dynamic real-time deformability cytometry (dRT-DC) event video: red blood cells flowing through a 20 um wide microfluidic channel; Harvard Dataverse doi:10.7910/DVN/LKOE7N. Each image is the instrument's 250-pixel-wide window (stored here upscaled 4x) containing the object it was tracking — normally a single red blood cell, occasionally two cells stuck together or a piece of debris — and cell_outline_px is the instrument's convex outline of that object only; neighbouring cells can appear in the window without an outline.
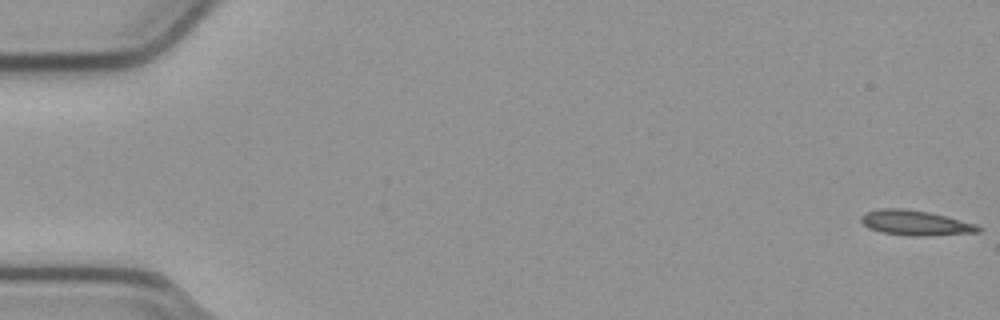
{"species": "common noctule bat (a hibernating species)", "species_latin": "Nyctalus noctula", "temperature_condition": "cold", "stored_images_in_passage": 54, "camera_frame_rate_fps": 3000, "um_per_image_px": 0.085, "animal": {"sex": "male", "body_mass_g": 23.1, "forearm_length_mm": 52.7}, "frame": {"image": 1, "passage_image": 1, "time_ms": 0.0, "image_size_px": [1000, 320], "cell_outline_px": [[984, 228], [980, 232], [924, 236], [912, 236], [884, 232], [868, 228], [860, 220], [860, 216], [868, 212], [880, 208], [904, 208], [928, 212], [976, 224]], "centroid_in_image_um": [77.82, 18.94], "position_along_channel_um": 7.2, "area_um2": 16.94}}
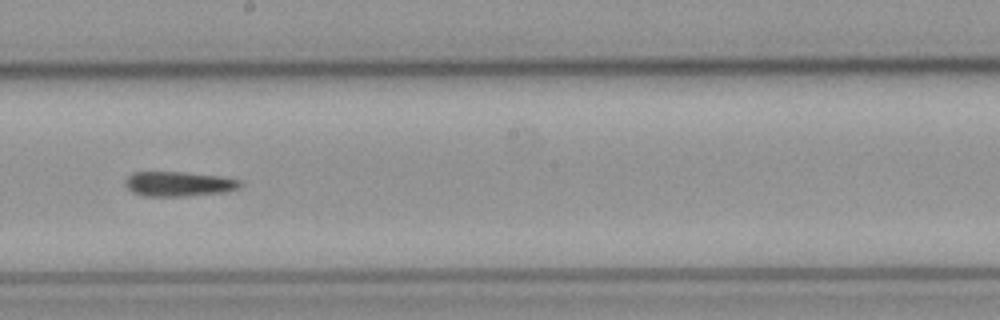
{"frame": {"image": 2, "passage_image": 31, "time_ms": 10.0, "image_size_px": [1000, 320], "cell_outline_px": [[240, 184], [236, 188], [220, 192], [184, 196], [144, 196], [132, 192], [124, 184], [124, 180], [132, 172], [180, 172], [216, 176], [240, 180]], "centroid_in_image_um": [15.07, 15.63], "position_along_channel_um": 233.1, "area_um2": 16.18}}
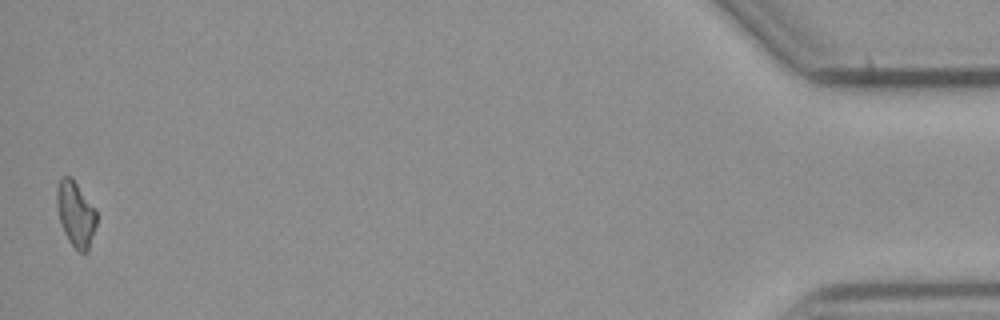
{"frame": {"image": 3, "passage_image": 54, "time_ms": 17.667, "image_size_px": [1000, 320], "cell_outline_px": [[96, 224], [88, 252], [80, 252], [68, 240], [60, 224], [56, 204], [56, 188], [60, 176], [72, 176], [96, 212]], "centroid_in_image_um": [6.39, 18.16], "position_along_channel_um": 428.8, "area_um2": 15.09}}